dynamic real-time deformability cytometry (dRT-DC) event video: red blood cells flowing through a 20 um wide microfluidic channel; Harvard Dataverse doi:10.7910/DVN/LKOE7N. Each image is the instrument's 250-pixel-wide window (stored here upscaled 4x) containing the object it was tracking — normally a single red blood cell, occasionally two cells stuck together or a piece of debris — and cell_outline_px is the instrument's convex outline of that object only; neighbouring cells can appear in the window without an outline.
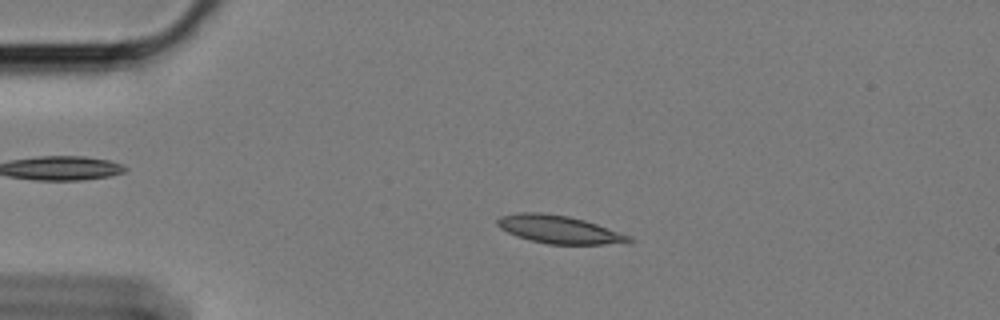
{"species": "Egyptian fruit bat (a non-hibernating species)", "species_latin": "Rousettus aegyptiacus", "temperature_condition": "cold", "stored_images_in_passage": 47, "camera_frame_rate_fps": 3000, "um_per_image_px": 0.085, "animal": {"sex": "female"}, "frame": {"image": 1, "passage_image": 14, "time_ms": 4.333, "image_size_px": [1000, 320], "cell_outline_px": [[612, 240], [588, 244], [560, 244], [540, 240], [524, 236], [516, 232], [528, 216], [556, 216], [576, 220], [600, 228], [608, 232]], "centroid_in_image_um": [47.77, 19.61], "position_along_channel_um": 37.2, "area_um2": 13.76}}
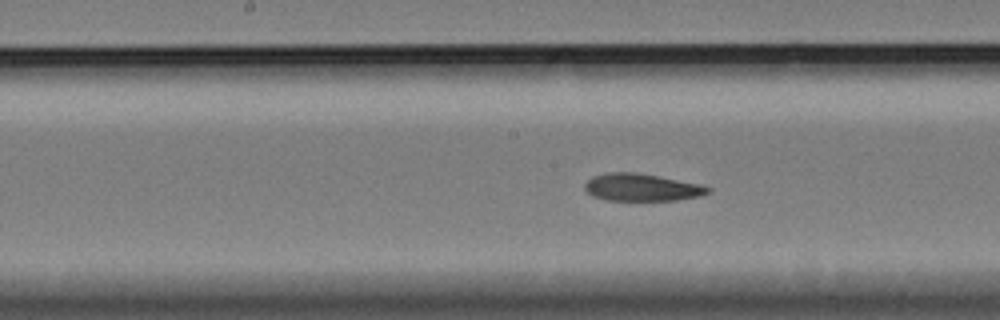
{"frame": {"image": 2, "passage_image": 31, "time_ms": 10.0, "image_size_px": [1000, 320], "cell_outline_px": [[704, 192], [684, 196], [640, 200], [608, 196], [596, 192], [588, 184], [596, 180], [612, 176], [644, 176], [704, 188]], "centroid_in_image_um": [54.58, 15.97], "position_along_channel_um": 193.6, "area_um2": 13.76}}
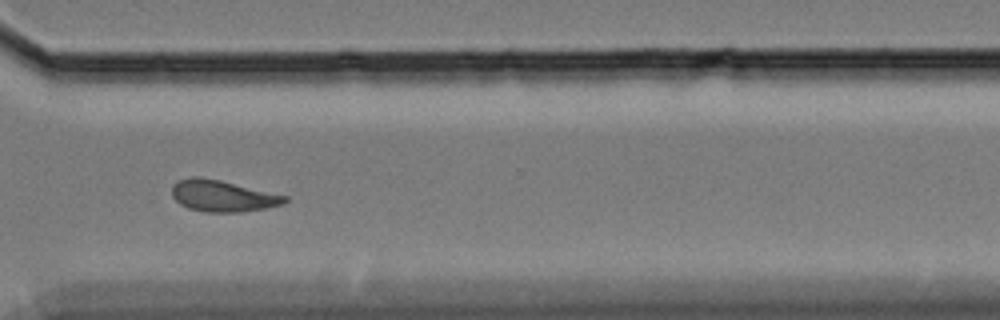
{"frame": {"image": 3, "passage_image": 45, "time_ms": 14.667, "image_size_px": [1000, 320], "cell_outline_px": [[284, 200], [272, 204], [248, 208], [196, 208], [180, 200], [176, 196], [176, 188], [180, 184], [188, 180], [212, 180], [276, 196]], "centroid_in_image_um": [18.82, 16.62], "position_along_channel_um": 351.8, "area_um2": 15.2}}